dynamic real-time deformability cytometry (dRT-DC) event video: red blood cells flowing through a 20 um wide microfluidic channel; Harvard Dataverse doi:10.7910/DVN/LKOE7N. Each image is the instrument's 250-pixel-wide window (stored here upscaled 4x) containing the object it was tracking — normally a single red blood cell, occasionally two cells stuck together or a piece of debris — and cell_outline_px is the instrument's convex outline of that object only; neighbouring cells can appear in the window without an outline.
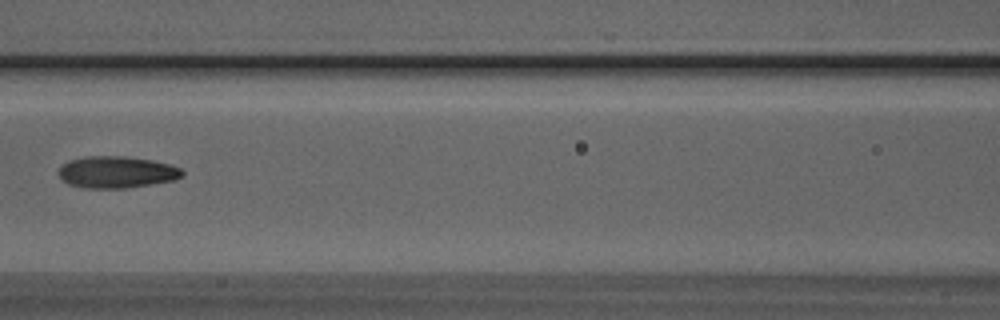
{"species": "Egyptian fruit bat (a non-hibernating species)", "species_latin": "Rousettus aegyptiacus", "temperature_condition": "room temperature", "stored_images_in_passage": 7, "camera_frame_rate_fps": 3000, "um_per_image_px": 0.085, "animal": {"sex": "male"}, "frame": {"image": 1, "passage_image": 6, "time_ms": 1.667, "image_size_px": [1000, 320], "cell_outline_px": [[184, 176], [172, 180], [124, 188], [84, 188], [68, 184], [56, 172], [60, 164], [68, 160], [84, 156], [124, 156], [152, 160], [168, 164], [180, 168], [184, 172]], "centroid_in_image_um": [9.84, 14.62], "position_along_channel_um": 156.8, "area_um2": 22.95}}